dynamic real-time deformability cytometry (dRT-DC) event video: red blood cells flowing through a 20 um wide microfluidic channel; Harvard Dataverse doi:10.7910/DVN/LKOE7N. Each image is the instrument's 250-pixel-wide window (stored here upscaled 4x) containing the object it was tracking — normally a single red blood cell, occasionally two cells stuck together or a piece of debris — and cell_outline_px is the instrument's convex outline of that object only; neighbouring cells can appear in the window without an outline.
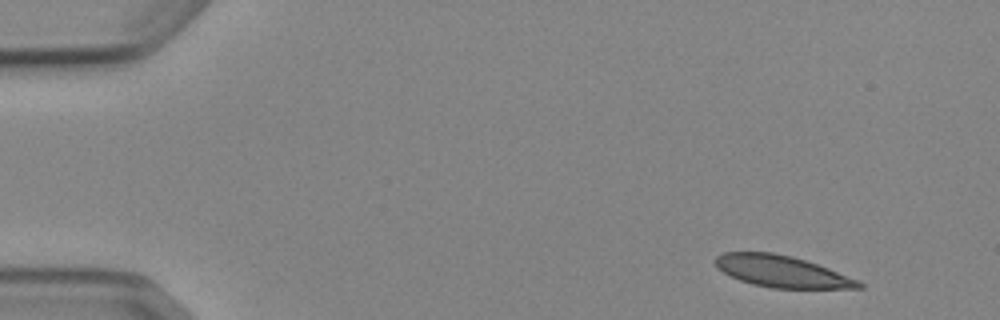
{"species": "Egyptian fruit bat (a non-hibernating species)", "species_latin": "Rousettus aegyptiacus", "temperature_condition": "cold", "stored_images_in_passage": 4, "camera_frame_rate_fps": 3000, "um_per_image_px": 0.085, "animal": {"sex": "female"}, "frame": {"image": 1, "passage_image": 1, "time_ms": 0.0, "image_size_px": [1000, 320], "cell_outline_px": [[864, 288], [772, 288], [752, 284], [740, 280], [716, 268], [716, 256], [724, 252], [772, 252], [792, 256], [828, 268], [856, 280], [864, 284]], "centroid_in_image_um": [66.42, 23.07], "position_along_channel_um": 18.6, "area_um2": 26.07}}
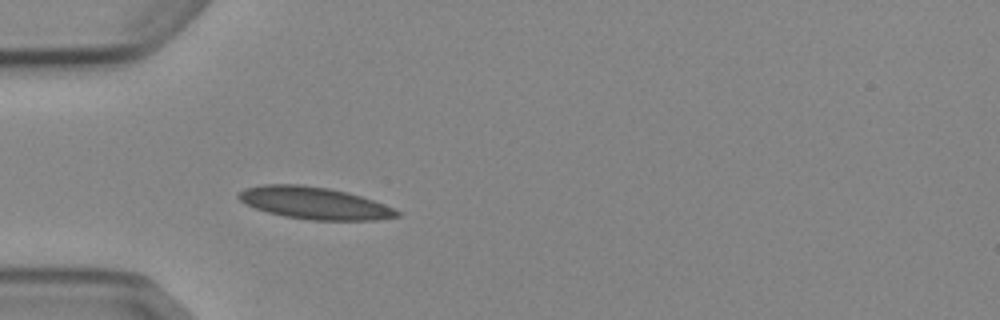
{"frame": {"image": 2, "passage_image": 4, "time_ms": 3.667, "image_size_px": [1000, 320], "cell_outline_px": [[400, 216], [376, 220], [312, 220], [284, 216], [268, 212], [256, 208], [240, 200], [236, 196], [244, 188], [264, 184], [300, 184], [328, 188], [348, 192], [384, 204], [400, 212]], "centroid_in_image_um": [26.72, 17.25], "position_along_channel_um": 58.3, "area_um2": 29.42}}